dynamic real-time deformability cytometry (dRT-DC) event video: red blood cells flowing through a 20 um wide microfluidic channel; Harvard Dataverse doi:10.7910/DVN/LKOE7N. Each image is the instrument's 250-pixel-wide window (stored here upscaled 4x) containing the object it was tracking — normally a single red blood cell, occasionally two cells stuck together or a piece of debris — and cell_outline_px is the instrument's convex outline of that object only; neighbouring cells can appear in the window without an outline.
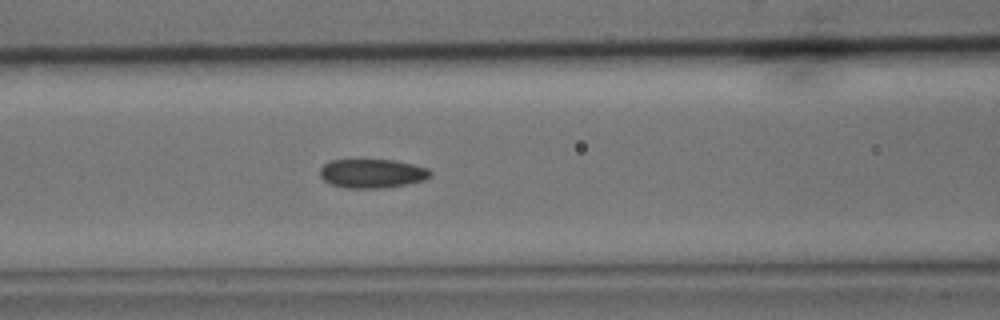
{"species": "common noctule bat (a hibernating species)", "species_latin": "Nyctalus noctula", "temperature_condition": "cold", "stored_images_in_passage": 39, "camera_frame_rate_fps": 3000, "um_per_image_px": 0.085, "animal": {"sex": "male", "body_mass_g": 15.6}, "frame": {"image": 1, "passage_image": 7, "time_ms": 2.0, "image_size_px": [1000, 320], "cell_outline_px": [[432, 176], [424, 180], [408, 184], [384, 188], [348, 188], [332, 184], [324, 180], [320, 176], [320, 168], [324, 164], [332, 160], [392, 160], [412, 164], [428, 168], [432, 172]], "centroid_in_image_um": [31.66, 14.75], "position_along_channel_um": 134.9, "area_um2": 18.61}}
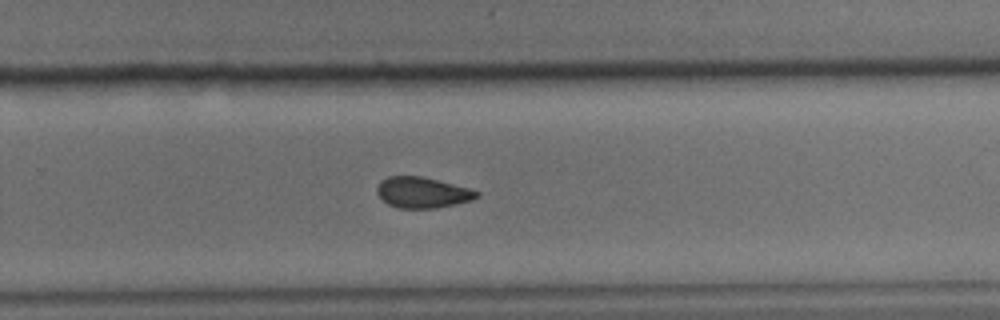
{"frame": {"image": 2, "passage_image": 20, "time_ms": 6.333, "image_size_px": [1000, 320], "cell_outline_px": [[480, 196], [472, 200], [456, 204], [436, 208], [400, 208], [388, 204], [376, 192], [376, 188], [380, 180], [388, 176], [420, 176], [468, 188], [480, 192]], "centroid_in_image_um": [35.89, 16.36], "position_along_channel_um": 293.9, "area_um2": 17.8}}
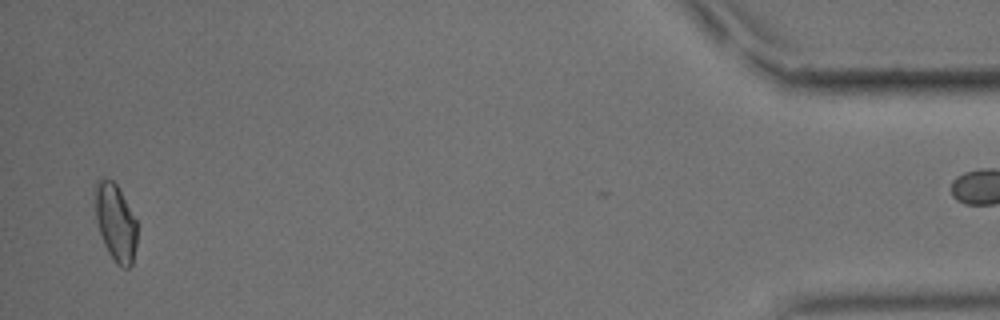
{"frame": {"image": 3, "passage_image": 37, "time_ms": 12.0, "image_size_px": [1000, 320], "cell_outline_px": [[136, 244], [132, 264], [128, 268], [120, 268], [116, 264], [108, 252], [104, 244], [96, 220], [92, 192], [96, 180], [104, 176], [112, 180], [116, 184], [136, 220]], "centroid_in_image_um": [9.77, 18.86], "position_along_channel_um": 425.4, "area_um2": 19.25}, "authors_computed_cell_mechanics": {"area_um2": 18.8428, "velocity_mm_per_s": 3.671, "shape_relaxation_time_tau1_ms": 10.0361, "shape_relaxation_time_tau2_ms": 9.5943, "deformation_change_tau1": 0.1542, "deformation_change_tau2": 0.1285}}